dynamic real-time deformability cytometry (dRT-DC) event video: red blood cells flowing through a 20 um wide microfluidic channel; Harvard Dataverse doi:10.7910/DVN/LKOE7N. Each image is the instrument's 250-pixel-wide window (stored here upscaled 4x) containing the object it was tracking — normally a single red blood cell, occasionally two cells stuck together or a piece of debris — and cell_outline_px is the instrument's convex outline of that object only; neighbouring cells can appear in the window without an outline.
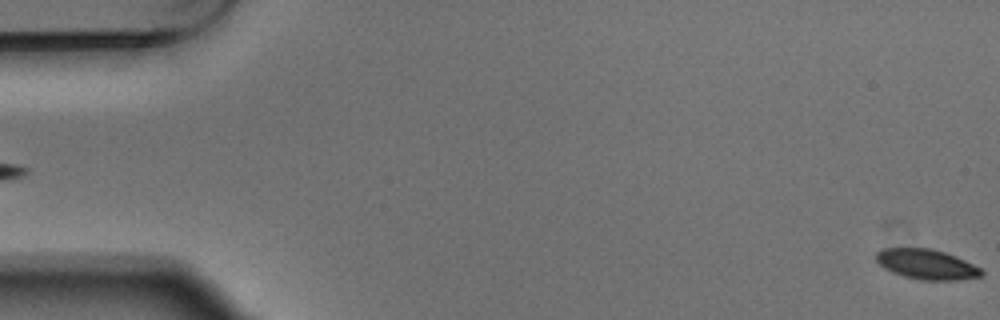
{"species": "Egyptian fruit bat (a non-hibernating species)", "species_latin": "Rousettus aegyptiacus", "temperature_condition": "warm", "stored_images_in_passage": 6, "segment_of_instrument_passage": [2, 2], "camera_frame_rate_fps": 3000, "um_per_image_px": 0.085, "animal": {"sex": "male"}, "frame": {"image": 1, "passage_image": 6, "time_ms": 1.667, "image_size_px": [1000, 320], "cell_outline_px": [[984, 276], [956, 280], [920, 280], [904, 276], [892, 272], [884, 268], [876, 260], [876, 252], [880, 248], [932, 248], [956, 256], [980, 268], [984, 272]], "centroid_in_image_um": [78.75, 22.46], "position_along_channel_um": 6.2, "area_um2": 18.5}}